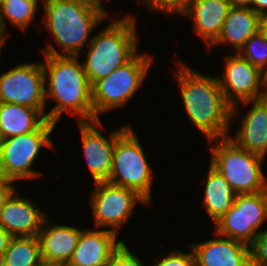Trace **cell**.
<instances>
[{"mask_svg": "<svg viewBox=\"0 0 267 266\" xmlns=\"http://www.w3.org/2000/svg\"><path fill=\"white\" fill-rule=\"evenodd\" d=\"M175 72L185 112L208 141L227 137L231 107L226 103L218 78L193 70L181 61Z\"/></svg>", "mask_w": 267, "mask_h": 266, "instance_id": "cell-1", "label": "cell"}, {"mask_svg": "<svg viewBox=\"0 0 267 266\" xmlns=\"http://www.w3.org/2000/svg\"><path fill=\"white\" fill-rule=\"evenodd\" d=\"M44 58L45 101L47 98L56 101L46 112V119L57 124L66 111L77 116L78 122L94 121L92 88L78 56L44 55Z\"/></svg>", "mask_w": 267, "mask_h": 266, "instance_id": "cell-2", "label": "cell"}, {"mask_svg": "<svg viewBox=\"0 0 267 266\" xmlns=\"http://www.w3.org/2000/svg\"><path fill=\"white\" fill-rule=\"evenodd\" d=\"M46 27L52 33L57 50L52 44L43 49L44 55L80 56L92 31L109 15L85 0H44Z\"/></svg>", "mask_w": 267, "mask_h": 266, "instance_id": "cell-3", "label": "cell"}, {"mask_svg": "<svg viewBox=\"0 0 267 266\" xmlns=\"http://www.w3.org/2000/svg\"><path fill=\"white\" fill-rule=\"evenodd\" d=\"M136 36V17L129 15L116 18L92 37L82 63L91 86L129 62L138 53Z\"/></svg>", "mask_w": 267, "mask_h": 266, "instance_id": "cell-4", "label": "cell"}, {"mask_svg": "<svg viewBox=\"0 0 267 266\" xmlns=\"http://www.w3.org/2000/svg\"><path fill=\"white\" fill-rule=\"evenodd\" d=\"M210 163L230 184L233 192L252 194L267 191L262 170L264 157L238 146L230 137L210 140Z\"/></svg>", "mask_w": 267, "mask_h": 266, "instance_id": "cell-5", "label": "cell"}, {"mask_svg": "<svg viewBox=\"0 0 267 266\" xmlns=\"http://www.w3.org/2000/svg\"><path fill=\"white\" fill-rule=\"evenodd\" d=\"M152 62L153 57L148 53H137L129 62L91 86L94 121L100 119L99 114L121 108L135 96Z\"/></svg>", "mask_w": 267, "mask_h": 266, "instance_id": "cell-6", "label": "cell"}, {"mask_svg": "<svg viewBox=\"0 0 267 266\" xmlns=\"http://www.w3.org/2000/svg\"><path fill=\"white\" fill-rule=\"evenodd\" d=\"M133 130L129 124L117 137L107 182L136 191L151 205L152 168Z\"/></svg>", "mask_w": 267, "mask_h": 266, "instance_id": "cell-7", "label": "cell"}, {"mask_svg": "<svg viewBox=\"0 0 267 266\" xmlns=\"http://www.w3.org/2000/svg\"><path fill=\"white\" fill-rule=\"evenodd\" d=\"M56 123L46 120L37 130L19 136L2 139L0 161L5 175L14 182L20 179H35L41 173L33 169L42 146L54 148L50 134ZM32 168V169H31Z\"/></svg>", "mask_w": 267, "mask_h": 266, "instance_id": "cell-8", "label": "cell"}, {"mask_svg": "<svg viewBox=\"0 0 267 266\" xmlns=\"http://www.w3.org/2000/svg\"><path fill=\"white\" fill-rule=\"evenodd\" d=\"M267 219V191L238 194L232 207L214 224L215 235L250 246ZM259 230V231H258Z\"/></svg>", "mask_w": 267, "mask_h": 266, "instance_id": "cell-9", "label": "cell"}, {"mask_svg": "<svg viewBox=\"0 0 267 266\" xmlns=\"http://www.w3.org/2000/svg\"><path fill=\"white\" fill-rule=\"evenodd\" d=\"M90 196L95 227L107 228L117 234L118 228L133 215L136 203L148 202L136 191L109 182H97ZM110 227V229H109Z\"/></svg>", "mask_w": 267, "mask_h": 266, "instance_id": "cell-10", "label": "cell"}, {"mask_svg": "<svg viewBox=\"0 0 267 266\" xmlns=\"http://www.w3.org/2000/svg\"><path fill=\"white\" fill-rule=\"evenodd\" d=\"M44 81L42 61L18 64L0 76V103L35 108L46 117Z\"/></svg>", "mask_w": 267, "mask_h": 266, "instance_id": "cell-11", "label": "cell"}, {"mask_svg": "<svg viewBox=\"0 0 267 266\" xmlns=\"http://www.w3.org/2000/svg\"><path fill=\"white\" fill-rule=\"evenodd\" d=\"M225 70L218 76L219 86L226 103L231 107V123L236 118L240 103L264 98L263 72L239 53L226 56ZM262 87V88H260ZM235 116V117H234Z\"/></svg>", "mask_w": 267, "mask_h": 266, "instance_id": "cell-12", "label": "cell"}, {"mask_svg": "<svg viewBox=\"0 0 267 266\" xmlns=\"http://www.w3.org/2000/svg\"><path fill=\"white\" fill-rule=\"evenodd\" d=\"M83 156L94 183L107 182L111 174L112 157L117 137L129 126H120L105 137L98 130L101 120L78 122Z\"/></svg>", "mask_w": 267, "mask_h": 266, "instance_id": "cell-13", "label": "cell"}, {"mask_svg": "<svg viewBox=\"0 0 267 266\" xmlns=\"http://www.w3.org/2000/svg\"><path fill=\"white\" fill-rule=\"evenodd\" d=\"M124 244L108 229L81 230L76 249L66 266H107Z\"/></svg>", "mask_w": 267, "mask_h": 266, "instance_id": "cell-14", "label": "cell"}, {"mask_svg": "<svg viewBox=\"0 0 267 266\" xmlns=\"http://www.w3.org/2000/svg\"><path fill=\"white\" fill-rule=\"evenodd\" d=\"M189 246L195 266H251L250 246L231 238L218 235Z\"/></svg>", "mask_w": 267, "mask_h": 266, "instance_id": "cell-15", "label": "cell"}, {"mask_svg": "<svg viewBox=\"0 0 267 266\" xmlns=\"http://www.w3.org/2000/svg\"><path fill=\"white\" fill-rule=\"evenodd\" d=\"M17 194L14 192L0 210V224L13 237L38 236L46 210Z\"/></svg>", "mask_w": 267, "mask_h": 266, "instance_id": "cell-16", "label": "cell"}, {"mask_svg": "<svg viewBox=\"0 0 267 266\" xmlns=\"http://www.w3.org/2000/svg\"><path fill=\"white\" fill-rule=\"evenodd\" d=\"M231 7L229 0H191L182 15L194 21V33L209 48L218 39Z\"/></svg>", "mask_w": 267, "mask_h": 266, "instance_id": "cell-17", "label": "cell"}, {"mask_svg": "<svg viewBox=\"0 0 267 266\" xmlns=\"http://www.w3.org/2000/svg\"><path fill=\"white\" fill-rule=\"evenodd\" d=\"M82 229L70 225H55L45 218L38 239L44 261L66 266L76 249Z\"/></svg>", "mask_w": 267, "mask_h": 266, "instance_id": "cell-18", "label": "cell"}, {"mask_svg": "<svg viewBox=\"0 0 267 266\" xmlns=\"http://www.w3.org/2000/svg\"><path fill=\"white\" fill-rule=\"evenodd\" d=\"M252 107L242 117L239 130L233 138L238 146L245 150L265 157L267 155V98L255 99L244 102V105Z\"/></svg>", "mask_w": 267, "mask_h": 266, "instance_id": "cell-19", "label": "cell"}, {"mask_svg": "<svg viewBox=\"0 0 267 266\" xmlns=\"http://www.w3.org/2000/svg\"><path fill=\"white\" fill-rule=\"evenodd\" d=\"M259 31V14L250 7L232 6L218 39L213 45H233L236 53L244 47L246 41Z\"/></svg>", "mask_w": 267, "mask_h": 266, "instance_id": "cell-20", "label": "cell"}, {"mask_svg": "<svg viewBox=\"0 0 267 266\" xmlns=\"http://www.w3.org/2000/svg\"><path fill=\"white\" fill-rule=\"evenodd\" d=\"M46 120L38 109L14 103H0V136L2 139L33 132Z\"/></svg>", "mask_w": 267, "mask_h": 266, "instance_id": "cell-21", "label": "cell"}, {"mask_svg": "<svg viewBox=\"0 0 267 266\" xmlns=\"http://www.w3.org/2000/svg\"><path fill=\"white\" fill-rule=\"evenodd\" d=\"M206 178L202 205L215 224L232 207L236 194L211 164Z\"/></svg>", "mask_w": 267, "mask_h": 266, "instance_id": "cell-22", "label": "cell"}, {"mask_svg": "<svg viewBox=\"0 0 267 266\" xmlns=\"http://www.w3.org/2000/svg\"><path fill=\"white\" fill-rule=\"evenodd\" d=\"M42 260L38 236L13 237L0 259V266H35Z\"/></svg>", "mask_w": 267, "mask_h": 266, "instance_id": "cell-23", "label": "cell"}, {"mask_svg": "<svg viewBox=\"0 0 267 266\" xmlns=\"http://www.w3.org/2000/svg\"><path fill=\"white\" fill-rule=\"evenodd\" d=\"M38 9V0H10L0 2V35L7 38L5 21L8 19L13 26L26 30L32 25L35 12ZM6 19V20H5Z\"/></svg>", "mask_w": 267, "mask_h": 266, "instance_id": "cell-24", "label": "cell"}, {"mask_svg": "<svg viewBox=\"0 0 267 266\" xmlns=\"http://www.w3.org/2000/svg\"><path fill=\"white\" fill-rule=\"evenodd\" d=\"M239 54L264 72L267 69V37L258 31L246 41Z\"/></svg>", "mask_w": 267, "mask_h": 266, "instance_id": "cell-25", "label": "cell"}, {"mask_svg": "<svg viewBox=\"0 0 267 266\" xmlns=\"http://www.w3.org/2000/svg\"><path fill=\"white\" fill-rule=\"evenodd\" d=\"M191 0H140L151 12L163 11L168 14H182Z\"/></svg>", "mask_w": 267, "mask_h": 266, "instance_id": "cell-26", "label": "cell"}, {"mask_svg": "<svg viewBox=\"0 0 267 266\" xmlns=\"http://www.w3.org/2000/svg\"><path fill=\"white\" fill-rule=\"evenodd\" d=\"M251 266H267V230L258 234L250 245Z\"/></svg>", "mask_w": 267, "mask_h": 266, "instance_id": "cell-27", "label": "cell"}, {"mask_svg": "<svg viewBox=\"0 0 267 266\" xmlns=\"http://www.w3.org/2000/svg\"><path fill=\"white\" fill-rule=\"evenodd\" d=\"M152 266H195V258L193 251L190 253H183L180 250H174L164 255Z\"/></svg>", "mask_w": 267, "mask_h": 266, "instance_id": "cell-28", "label": "cell"}, {"mask_svg": "<svg viewBox=\"0 0 267 266\" xmlns=\"http://www.w3.org/2000/svg\"><path fill=\"white\" fill-rule=\"evenodd\" d=\"M107 266H145L142 260L124 244L113 256Z\"/></svg>", "mask_w": 267, "mask_h": 266, "instance_id": "cell-29", "label": "cell"}, {"mask_svg": "<svg viewBox=\"0 0 267 266\" xmlns=\"http://www.w3.org/2000/svg\"><path fill=\"white\" fill-rule=\"evenodd\" d=\"M14 181L8 180L5 183L0 184V210L5 205L10 196L16 192L14 187Z\"/></svg>", "mask_w": 267, "mask_h": 266, "instance_id": "cell-30", "label": "cell"}, {"mask_svg": "<svg viewBox=\"0 0 267 266\" xmlns=\"http://www.w3.org/2000/svg\"><path fill=\"white\" fill-rule=\"evenodd\" d=\"M12 238L13 236L9 234L0 224V259L3 257Z\"/></svg>", "mask_w": 267, "mask_h": 266, "instance_id": "cell-31", "label": "cell"}, {"mask_svg": "<svg viewBox=\"0 0 267 266\" xmlns=\"http://www.w3.org/2000/svg\"><path fill=\"white\" fill-rule=\"evenodd\" d=\"M250 8L259 15L267 12V0H252Z\"/></svg>", "mask_w": 267, "mask_h": 266, "instance_id": "cell-32", "label": "cell"}, {"mask_svg": "<svg viewBox=\"0 0 267 266\" xmlns=\"http://www.w3.org/2000/svg\"><path fill=\"white\" fill-rule=\"evenodd\" d=\"M259 31L267 37V12L259 15Z\"/></svg>", "mask_w": 267, "mask_h": 266, "instance_id": "cell-33", "label": "cell"}, {"mask_svg": "<svg viewBox=\"0 0 267 266\" xmlns=\"http://www.w3.org/2000/svg\"><path fill=\"white\" fill-rule=\"evenodd\" d=\"M232 6L250 7L252 0H229Z\"/></svg>", "mask_w": 267, "mask_h": 266, "instance_id": "cell-34", "label": "cell"}, {"mask_svg": "<svg viewBox=\"0 0 267 266\" xmlns=\"http://www.w3.org/2000/svg\"><path fill=\"white\" fill-rule=\"evenodd\" d=\"M87 3H90L94 6L99 7L100 9H102L103 11H105L108 15L109 13L105 10L104 6H103V0H85Z\"/></svg>", "mask_w": 267, "mask_h": 266, "instance_id": "cell-35", "label": "cell"}, {"mask_svg": "<svg viewBox=\"0 0 267 266\" xmlns=\"http://www.w3.org/2000/svg\"><path fill=\"white\" fill-rule=\"evenodd\" d=\"M9 179L7 178V176L5 175L4 169H3V165L0 161V184L7 182Z\"/></svg>", "mask_w": 267, "mask_h": 266, "instance_id": "cell-36", "label": "cell"}, {"mask_svg": "<svg viewBox=\"0 0 267 266\" xmlns=\"http://www.w3.org/2000/svg\"><path fill=\"white\" fill-rule=\"evenodd\" d=\"M263 89L264 97L267 98V69L263 72Z\"/></svg>", "mask_w": 267, "mask_h": 266, "instance_id": "cell-37", "label": "cell"}, {"mask_svg": "<svg viewBox=\"0 0 267 266\" xmlns=\"http://www.w3.org/2000/svg\"><path fill=\"white\" fill-rule=\"evenodd\" d=\"M35 266H61V265L42 260L39 264Z\"/></svg>", "mask_w": 267, "mask_h": 266, "instance_id": "cell-38", "label": "cell"}, {"mask_svg": "<svg viewBox=\"0 0 267 266\" xmlns=\"http://www.w3.org/2000/svg\"><path fill=\"white\" fill-rule=\"evenodd\" d=\"M3 44H5V40H0V54L2 51V46H4Z\"/></svg>", "mask_w": 267, "mask_h": 266, "instance_id": "cell-39", "label": "cell"}, {"mask_svg": "<svg viewBox=\"0 0 267 266\" xmlns=\"http://www.w3.org/2000/svg\"><path fill=\"white\" fill-rule=\"evenodd\" d=\"M0 2H10V0H0Z\"/></svg>", "mask_w": 267, "mask_h": 266, "instance_id": "cell-40", "label": "cell"}, {"mask_svg": "<svg viewBox=\"0 0 267 266\" xmlns=\"http://www.w3.org/2000/svg\"><path fill=\"white\" fill-rule=\"evenodd\" d=\"M0 40H5V38L3 36L0 35Z\"/></svg>", "mask_w": 267, "mask_h": 266, "instance_id": "cell-41", "label": "cell"}]
</instances>
